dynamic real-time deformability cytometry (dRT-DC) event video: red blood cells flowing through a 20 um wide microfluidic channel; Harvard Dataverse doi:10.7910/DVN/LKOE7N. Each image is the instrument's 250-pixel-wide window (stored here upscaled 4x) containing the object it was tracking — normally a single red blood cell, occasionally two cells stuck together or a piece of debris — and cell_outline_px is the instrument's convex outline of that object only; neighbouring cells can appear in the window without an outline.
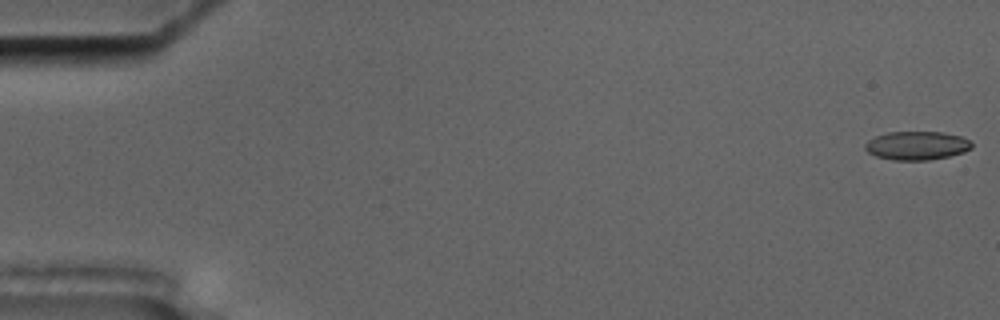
{"species": "common noctule bat (a hibernating species)", "species_latin": "Nyctalus noctula", "temperature_condition": "cold", "stored_images_in_passage": 4, "camera_frame_rate_fps": 3000, "um_per_image_px": 0.085, "animal": {"sex": "male", "body_mass_g": 17.5, "forearm_length_mm": 52.3}, "frame": {"image": 1, "passage_image": 1, "time_ms": 0.0, "image_size_px": [1000, 320], "cell_outline_px": [[972, 148], [964, 152], [948, 156], [928, 160], [892, 160], [876, 156], [868, 152], [864, 148], [864, 144], [868, 140], [876, 136], [888, 132], [940, 132], [960, 136], [972, 140]], "centroid_in_image_um": [77.93, 12.37], "position_along_channel_um": 7.1, "area_um2": 17.8}}